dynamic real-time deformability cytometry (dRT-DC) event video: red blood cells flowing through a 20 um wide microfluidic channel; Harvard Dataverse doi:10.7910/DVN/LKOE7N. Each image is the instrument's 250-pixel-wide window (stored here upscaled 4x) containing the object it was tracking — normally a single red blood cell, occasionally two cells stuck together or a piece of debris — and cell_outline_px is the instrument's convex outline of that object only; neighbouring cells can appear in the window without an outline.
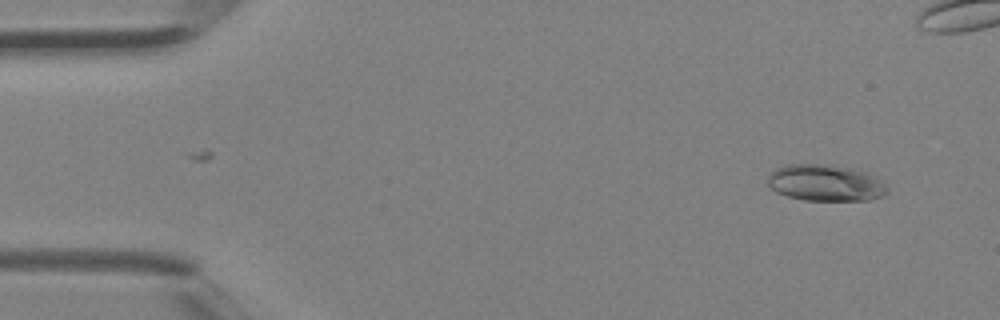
{"species": "Egyptian fruit bat (a non-hibernating species)", "species_latin": "Rousettus aegyptiacus", "temperature_condition": "room temperature", "stored_images_in_passage": 6, "camera_frame_rate_fps": 3000, "um_per_image_px": 0.085, "animal": {"sex": "female"}, "frame": {"image": 1, "passage_image": 2, "time_ms": 0.333, "image_size_px": [1000, 320], "cell_outline_px": [[888, 192], [884, 196], [868, 200], [804, 200], [788, 196], [776, 192], [768, 184], [768, 176], [776, 168], [788, 164], [828, 164], [852, 168], [868, 172], [876, 176], [888, 188]], "centroid_in_image_um": [70.2, 15.54], "position_along_channel_um": 14.8, "area_um2": 25.55}}
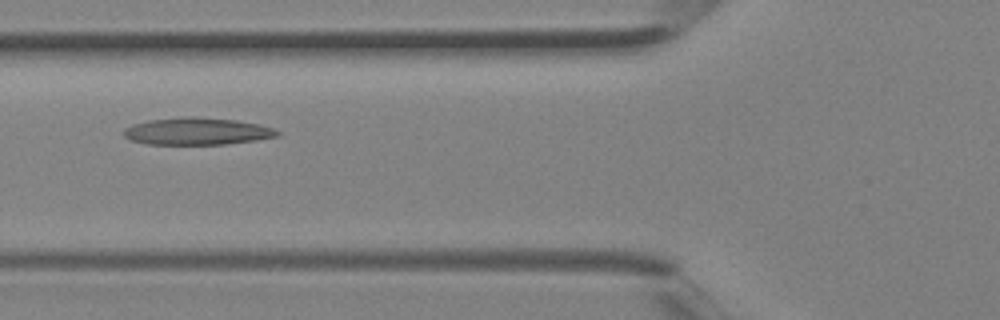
{"frame": {"image": 2, "passage_image": 6, "time_ms": 1.667, "image_size_px": [1000, 320], "cell_outline_px": [[280, 136], [256, 140], [224, 144], [148, 144], [132, 140], [124, 136], [124, 128], [132, 124], [148, 120], [184, 116], [192, 116], [236, 120], [260, 124], [272, 128], [280, 132]], "centroid_in_image_um": [16.76, 11.15], "position_along_channel_um": 109.0, "area_um2": 24.33}}